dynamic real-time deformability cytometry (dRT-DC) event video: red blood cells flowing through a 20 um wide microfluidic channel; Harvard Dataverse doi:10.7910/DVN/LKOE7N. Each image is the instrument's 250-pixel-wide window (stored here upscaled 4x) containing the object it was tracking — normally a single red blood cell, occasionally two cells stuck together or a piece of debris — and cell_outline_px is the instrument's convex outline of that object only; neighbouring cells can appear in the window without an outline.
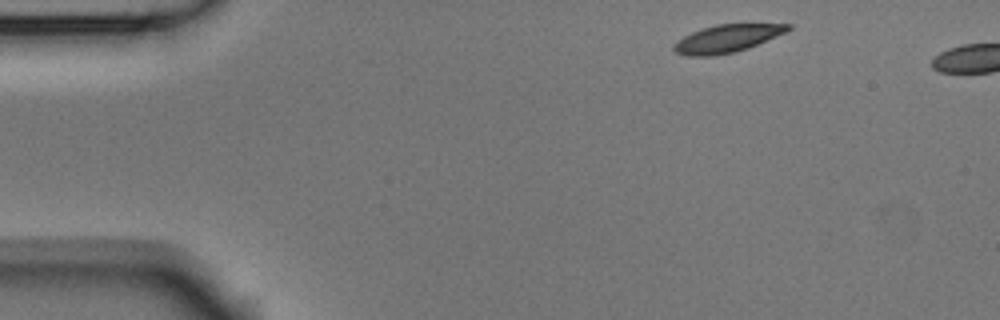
{"species": "Egyptian fruit bat (a non-hibernating species)", "species_latin": "Rousettus aegyptiacus", "temperature_condition": "room temperature", "stored_images_in_passage": 8, "camera_frame_rate_fps": 3000, "um_per_image_px": 0.085, "animal": {"sex": "male"}, "frame": {"image": 1, "passage_image": 1, "time_ms": 0.0, "image_size_px": [1000, 320], "cell_outline_px": [[792, 28], [776, 36], [748, 48], [736, 52], [712, 56], [688, 56], [676, 52], [672, 48], [684, 36], [700, 28], [716, 24], [792, 24]], "centroid_in_image_um": [61.79, 3.27], "position_along_channel_um": 23.2, "area_um2": 18.21}}
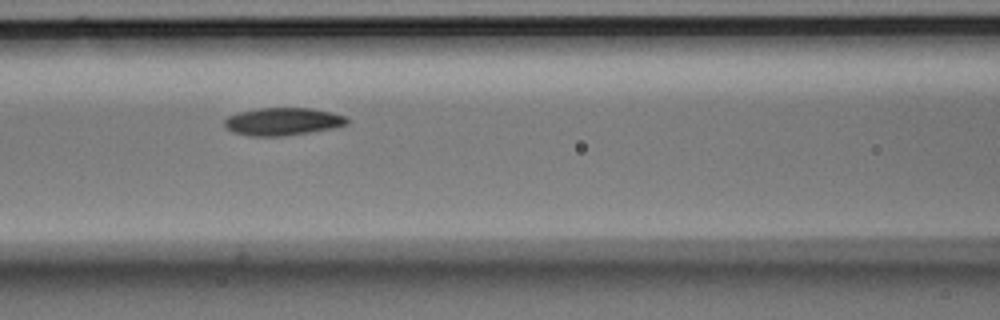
{"frame": {"image": 2, "passage_image": 5, "time_ms": 1.333, "image_size_px": [1000, 320], "cell_outline_px": [[348, 124], [332, 128], [284, 136], [252, 136], [232, 132], [224, 124], [224, 120], [228, 116], [240, 112], [260, 108], [312, 108], [332, 112], [344, 116], [348, 120]], "centroid_in_image_um": [24.03, 10.33], "position_along_channel_um": 142.6, "area_um2": 19.59}}
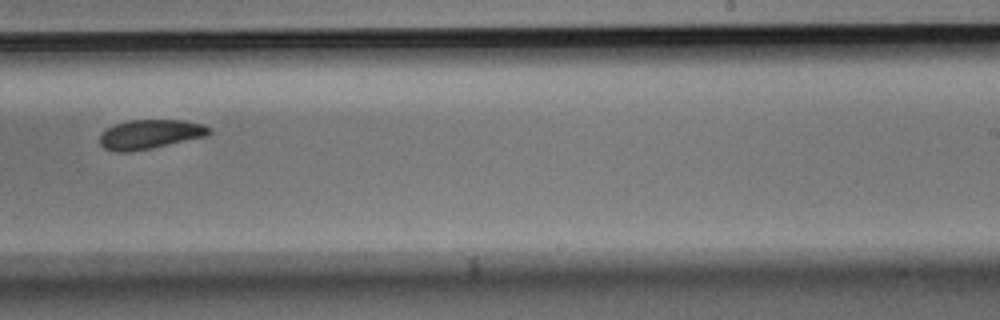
{"frame": {"image": 3, "passage_image": 8, "time_ms": 2.333, "image_size_px": [1000, 320], "cell_outline_px": [[212, 132], [208, 136], [152, 148], [128, 152], [116, 152], [104, 148], [100, 144], [100, 132], [112, 124], [128, 120], [184, 120], [204, 124], [212, 128]], "centroid_in_image_um": [12.76, 11.4], "position_along_channel_um": 276.2, "area_um2": 19.07}}